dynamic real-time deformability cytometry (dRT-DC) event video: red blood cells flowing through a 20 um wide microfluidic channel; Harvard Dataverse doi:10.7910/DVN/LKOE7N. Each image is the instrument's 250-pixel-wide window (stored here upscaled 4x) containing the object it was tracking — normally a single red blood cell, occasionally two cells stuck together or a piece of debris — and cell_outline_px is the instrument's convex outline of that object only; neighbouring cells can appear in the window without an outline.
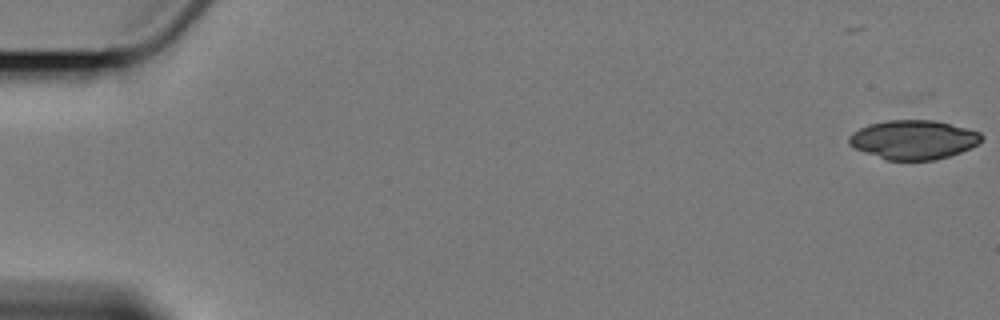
{"species": "Egyptian fruit bat (a non-hibernating species)", "species_latin": "Rousettus aegyptiacus", "temperature_condition": "cold", "stored_images_in_passage": 5, "camera_frame_rate_fps": 3000, "um_per_image_px": 0.085, "animal": {"sex": "female"}, "frame": {"image": 1, "passage_image": 1, "time_ms": 0.0, "image_size_px": [1000, 320], "cell_outline_px": [[984, 136], [976, 144], [960, 152], [948, 156], [932, 160], [888, 160], [856, 148], [848, 144], [848, 136], [852, 132], [868, 124], [888, 120], [932, 120], [968, 128], [980, 132]], "centroid_in_image_um": [77.63, 11.86], "position_along_channel_um": 7.4, "area_um2": 29.88}}